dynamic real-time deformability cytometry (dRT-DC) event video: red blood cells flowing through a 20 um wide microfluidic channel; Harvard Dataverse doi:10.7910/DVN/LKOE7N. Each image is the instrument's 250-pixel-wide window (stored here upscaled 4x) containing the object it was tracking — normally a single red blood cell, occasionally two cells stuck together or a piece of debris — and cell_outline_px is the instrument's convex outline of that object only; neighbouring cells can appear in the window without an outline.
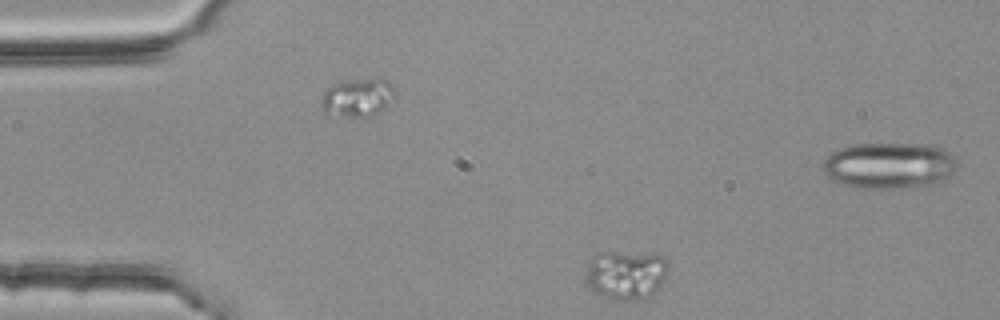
{"species": "common noctule bat (a hibernating species)", "species_latin": "Nyctalus noctula", "temperature_condition": "room temperature", "stored_images_in_passage": 45, "camera_frame_rate_fps": 3000, "um_per_image_px": 0.085, "animal": {"sex": "female", "body_mass_g": 25.1}, "frame": {"image": 1, "passage_image": 1, "time_ms": 0.0, "image_size_px": [1000, 320], "cell_outline_px": [[668, 268], [664, 280], [660, 288], [652, 296], [644, 300], [608, 300], [592, 292], [584, 284], [584, 276], [588, 264], [592, 256], [596, 252], [620, 252], [664, 256], [668, 260]], "centroid_in_image_um": [53.16, 23.4], "position_along_channel_um": 31.8, "area_um2": 24.57}}
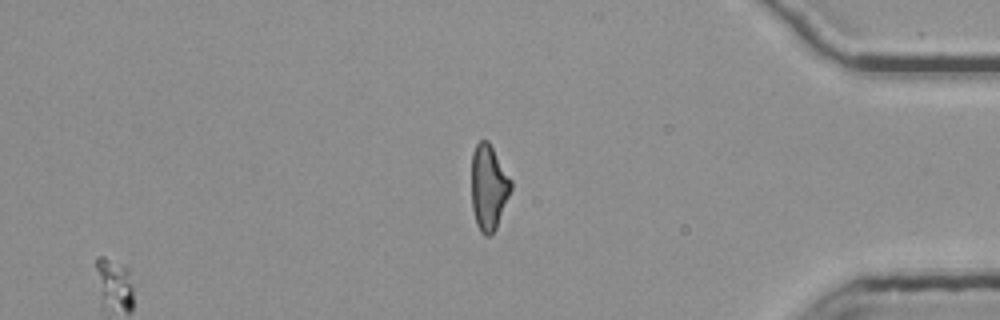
{"frame": {"image": 2, "passage_image": 45, "time_ms": 14.667, "image_size_px": [1000, 320], "cell_outline_px": [[512, 188], [496, 228], [488, 236], [484, 236], [480, 232], [476, 224], [472, 208], [472, 152], [476, 144], [480, 140], [488, 140], [512, 180]], "centroid_in_image_um": [41.53, 15.92], "position_along_channel_um": 393.7, "area_um2": 19.65}}